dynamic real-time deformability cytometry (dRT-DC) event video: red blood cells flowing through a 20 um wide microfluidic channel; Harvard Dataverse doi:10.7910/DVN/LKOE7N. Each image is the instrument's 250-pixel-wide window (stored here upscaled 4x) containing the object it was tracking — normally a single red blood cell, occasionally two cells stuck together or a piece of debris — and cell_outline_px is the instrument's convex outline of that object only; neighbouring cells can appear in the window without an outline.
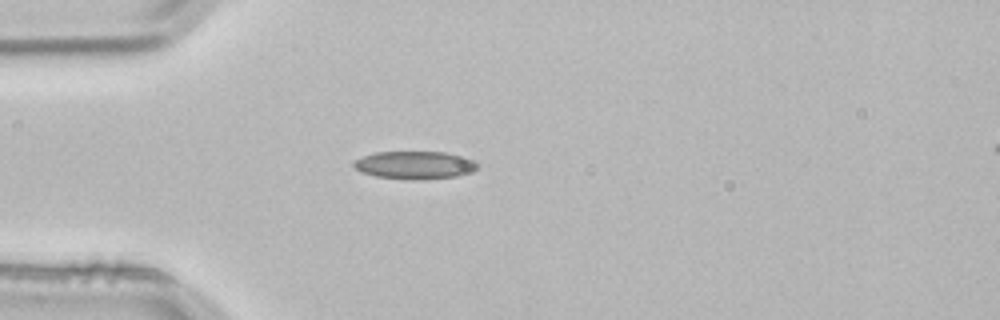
{"species": "common noctule bat (a hibernating species)", "species_latin": "Nyctalus noctula", "temperature_condition": "room temperature", "stored_images_in_passage": 2, "camera_frame_rate_fps": 3000, "um_per_image_px": 0.085, "animal": {"sex": "male", "body_mass_g": 21.5, "forearm_length_mm": 52.0}, "frame": {"image": 1, "passage_image": 2, "time_ms": 0.333, "image_size_px": [1000, 320], "cell_outline_px": [[476, 168], [472, 172], [460, 176], [424, 180], [404, 180], [376, 176], [360, 172], [352, 164], [356, 160], [364, 156], [376, 152], [444, 152], [468, 156], [476, 160]], "centroid_in_image_um": [35.32, 14.04], "position_along_channel_um": 49.7, "area_um2": 20.46}}